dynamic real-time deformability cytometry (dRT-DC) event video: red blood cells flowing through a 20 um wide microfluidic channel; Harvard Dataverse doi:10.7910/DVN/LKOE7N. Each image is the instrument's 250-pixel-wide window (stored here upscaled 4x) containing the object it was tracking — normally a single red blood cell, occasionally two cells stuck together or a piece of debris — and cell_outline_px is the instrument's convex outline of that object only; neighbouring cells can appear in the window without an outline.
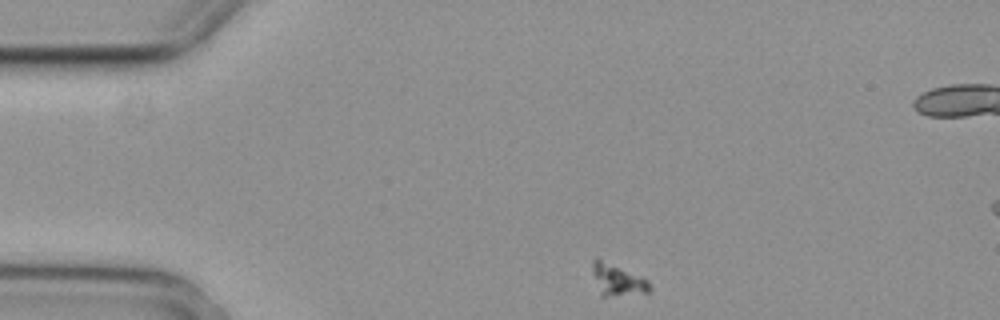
{"species": "common noctule bat (a hibernating species)", "species_latin": "Nyctalus noctula", "temperature_condition": "cold", "stored_images_in_passage": 3, "camera_frame_rate_fps": 3000, "um_per_image_px": 0.085, "animal": {"sex": "female", "body_mass_g": 29.2, "forearm_length_mm": 56.3}, "frame": {"image": 1, "passage_image": 1, "time_ms": 0.0, "image_size_px": [1000, 320], "cell_outline_px": [[652, 288], [648, 292], [604, 296], [600, 296], [592, 272], [592, 260], [596, 256], [644, 276], [648, 280]], "centroid_in_image_um": [52.48, 23.73], "position_along_channel_um": 32.5, "area_um2": 10.87}}